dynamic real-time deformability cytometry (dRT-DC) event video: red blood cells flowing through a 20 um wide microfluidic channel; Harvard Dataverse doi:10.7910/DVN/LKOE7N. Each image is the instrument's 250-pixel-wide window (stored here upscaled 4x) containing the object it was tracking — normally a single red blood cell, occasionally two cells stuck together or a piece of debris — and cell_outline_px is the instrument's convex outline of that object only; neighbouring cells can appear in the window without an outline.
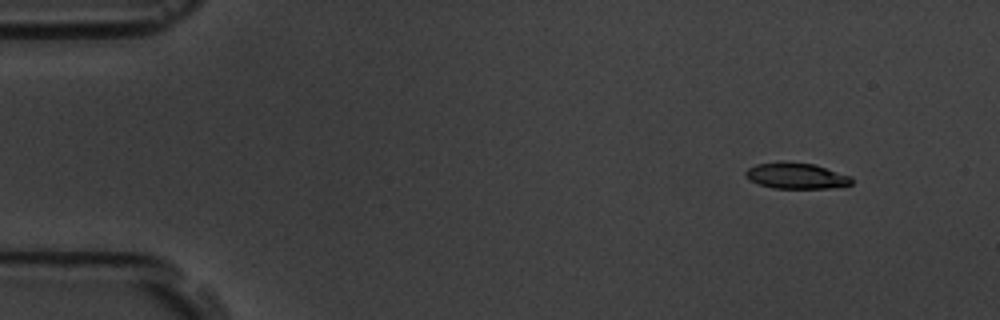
{"species": "common noctule bat (a hibernating species)", "species_latin": "Nyctalus noctula", "temperature_condition": "room temperature", "stored_images_in_passage": 3, "camera_frame_rate_fps": 3000, "um_per_image_px": 0.085, "animal": {"sex": "male", "body_mass_g": 19.5, "forearm_length_mm": 54.6}, "frame": {"image": 1, "passage_image": 1, "time_ms": 0.0, "image_size_px": [1000, 320], "cell_outline_px": [[852, 184], [832, 188], [772, 188], [748, 180], [744, 176], [744, 172], [748, 168], [756, 164], [780, 160], [784, 160], [812, 164], [852, 176]], "centroid_in_image_um": [67.63, 14.93], "position_along_channel_um": 17.4, "area_um2": 16.3}}